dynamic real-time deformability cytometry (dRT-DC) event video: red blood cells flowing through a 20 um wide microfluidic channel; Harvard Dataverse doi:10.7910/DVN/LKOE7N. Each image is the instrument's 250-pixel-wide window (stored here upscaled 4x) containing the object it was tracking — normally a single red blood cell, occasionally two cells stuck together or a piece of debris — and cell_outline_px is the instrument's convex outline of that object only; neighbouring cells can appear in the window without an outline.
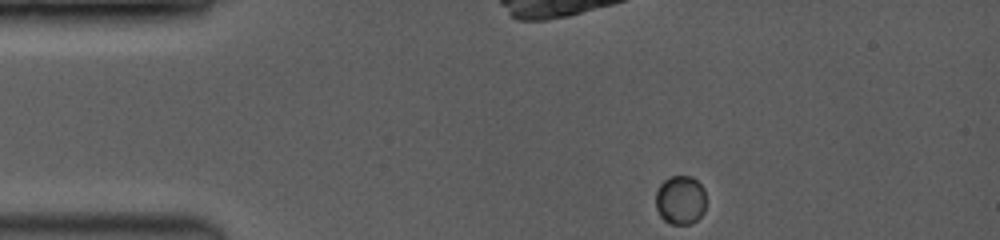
{"species": "common noctule bat (a hibernating species)", "species_latin": "Nyctalus noctula", "temperature_condition": "room temperature", "stored_images_in_passage": 25, "camera_frame_rate_fps": 3500, "um_per_image_px": 0.085, "animal": {"sex": "female", "body_mass_g": 19.0, "forearm_length_mm": 53.3}, "frame": {"image": 1, "passage_image": 1, "time_ms": 0.0, "image_size_px": [1000, 240], "cell_outline_px": [[704, 212], [692, 224], [668, 224], [660, 216], [656, 208], [656, 188], [668, 176], [692, 176], [704, 188]], "centroid_in_image_um": [57.81, 17.0], "position_along_channel_um": 27.2, "area_um2": 14.51}}
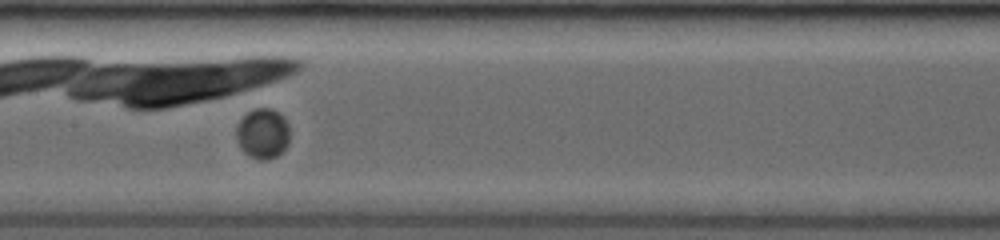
{"frame": {"image": 2, "passage_image": 22, "time_ms": 5.429, "image_size_px": [1000, 240], "cell_outline_px": [[288, 144], [276, 156], [264, 160], [256, 160], [248, 156], [240, 148], [236, 136], [236, 128], [240, 120], [248, 112], [256, 108], [268, 108], [276, 112], [288, 124]], "centroid_in_image_um": [22.29, 11.38], "position_along_channel_um": 185.1, "area_um2": 15.37}}
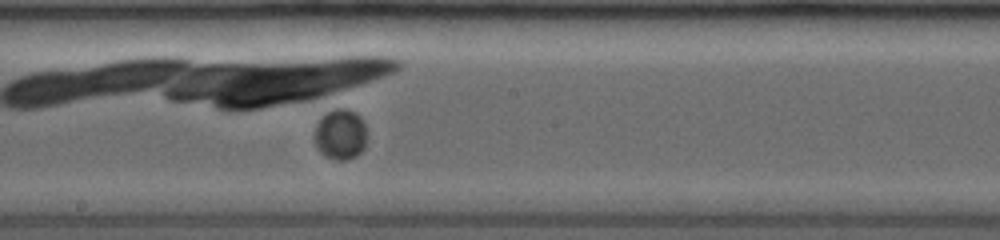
{"frame": {"image": 3, "passage_image": 25, "time_ms": 6.286, "image_size_px": [1000, 240], "cell_outline_px": [[368, 132], [364, 148], [356, 156], [344, 160], [336, 160], [324, 156], [316, 148], [316, 128], [320, 120], [328, 112], [340, 108], [344, 108], [360, 116]], "centroid_in_image_um": [28.98, 11.46], "position_along_channel_um": 219.2, "area_um2": 15.2}}